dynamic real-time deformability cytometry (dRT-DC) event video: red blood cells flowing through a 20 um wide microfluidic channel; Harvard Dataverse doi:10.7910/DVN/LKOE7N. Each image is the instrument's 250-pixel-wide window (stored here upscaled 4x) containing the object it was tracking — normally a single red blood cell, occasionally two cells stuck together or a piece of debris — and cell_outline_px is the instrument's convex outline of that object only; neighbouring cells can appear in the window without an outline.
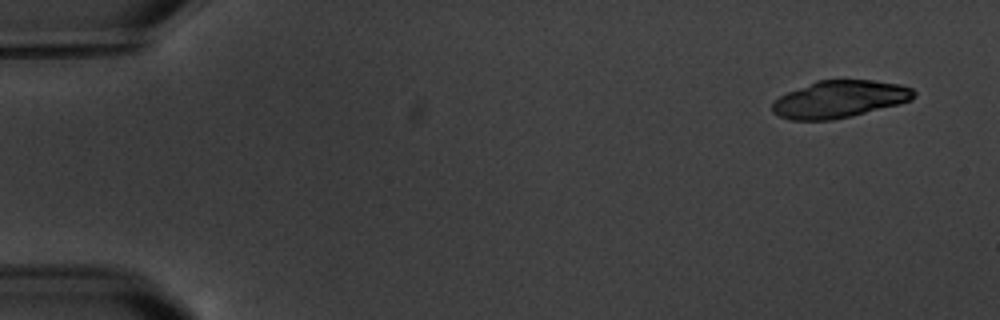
{"species": "common noctule bat (a hibernating species)", "species_latin": "Nyctalus noctula", "temperature_condition": "warm", "stored_images_in_passage": 6, "camera_frame_rate_fps": 3000, "um_per_image_px": 0.085, "animal": {"sex": "male", "body_mass_g": 20.1, "forearm_length_mm": 53.5}, "frame": {"image": 1, "passage_image": 1, "time_ms": 0.0, "image_size_px": [1000, 320], "cell_outline_px": [[916, 96], [912, 100], [832, 120], [792, 120], [780, 116], [772, 112], [772, 104], [780, 96], [788, 92], [816, 80], [872, 80], [900, 84], [912, 88], [916, 92]], "centroid_in_image_um": [71.36, 8.42], "position_along_channel_um": 13.6, "area_um2": 30.29}}